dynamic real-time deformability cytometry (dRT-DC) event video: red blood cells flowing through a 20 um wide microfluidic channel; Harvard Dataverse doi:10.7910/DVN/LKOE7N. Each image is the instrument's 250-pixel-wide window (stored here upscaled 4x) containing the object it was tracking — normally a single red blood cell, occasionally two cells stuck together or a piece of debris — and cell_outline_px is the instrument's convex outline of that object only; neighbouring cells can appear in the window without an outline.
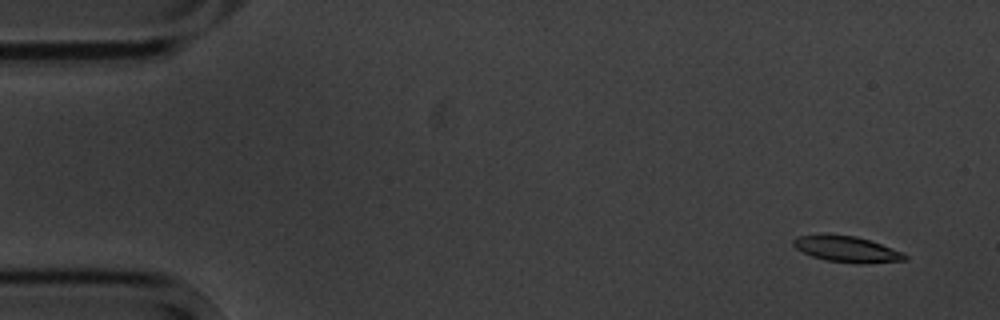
{"species": "common noctule bat (a hibernating species)", "species_latin": "Nyctalus noctula", "temperature_condition": "cold", "stored_images_in_passage": 5, "camera_frame_rate_fps": 3000, "um_per_image_px": 0.085, "animal": {"sex": "male", "body_mass_g": 20.1, "forearm_length_mm": 53.5}, "frame": {"image": 1, "passage_image": 1, "time_ms": 0.0, "image_size_px": [1000, 320], "cell_outline_px": [[908, 260], [864, 264], [856, 264], [824, 260], [812, 256], [796, 248], [792, 244], [792, 240], [796, 236], [856, 236], [904, 252], [908, 256]], "centroid_in_image_um": [72.04, 21.22], "position_along_channel_um": 13.0, "area_um2": 16.59}}